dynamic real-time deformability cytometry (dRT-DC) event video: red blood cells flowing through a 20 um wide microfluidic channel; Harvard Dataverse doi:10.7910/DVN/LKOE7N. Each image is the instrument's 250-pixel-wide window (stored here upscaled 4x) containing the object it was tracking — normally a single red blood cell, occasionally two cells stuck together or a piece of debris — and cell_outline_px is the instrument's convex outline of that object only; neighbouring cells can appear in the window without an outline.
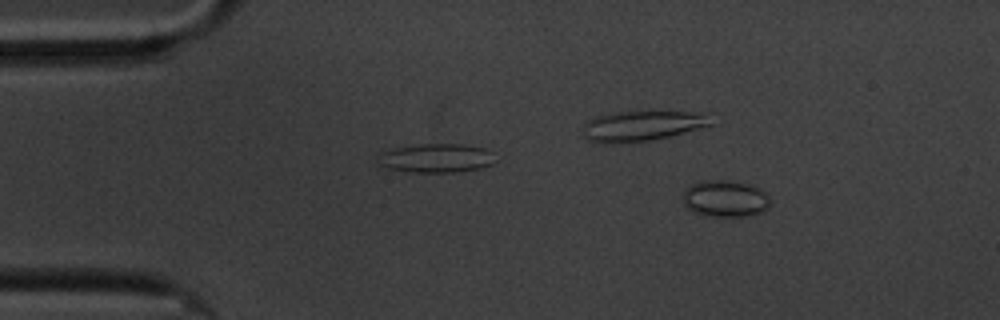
{"species": "common noctule bat (a hibernating species)", "species_latin": "Nyctalus noctula", "temperature_condition": "cold", "stored_images_in_passage": 59, "camera_frame_rate_fps": 3000, "um_per_image_px": 0.085, "animal": {"sex": "male", "body_mass_g": 20.1, "forearm_length_mm": 53.5}, "frame": {"image": 1, "passage_image": 8, "time_ms": 2.333, "image_size_px": [1000, 320], "cell_outline_px": [[768, 208], [760, 212], [748, 216], [704, 216], [692, 212], [684, 204], [684, 192], [692, 184], [704, 180], [728, 180], [744, 184], [756, 188], [764, 192], [768, 196]], "centroid_in_image_um": [61.6, 16.9], "position_along_channel_um": 23.4, "area_um2": 18.32}}
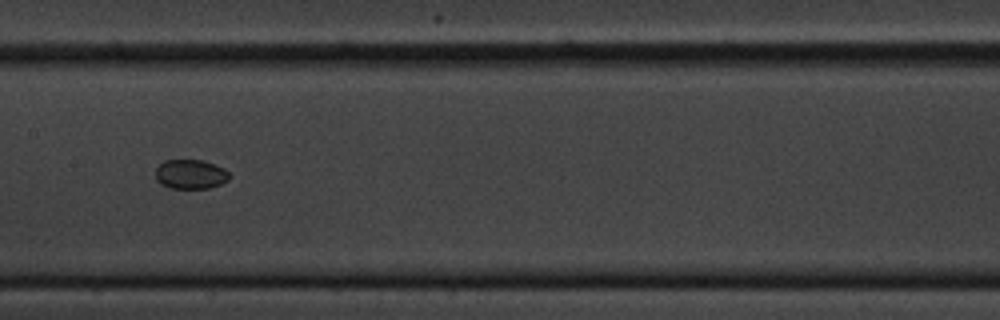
{"frame": {"image": 2, "passage_image": 29, "time_ms": 9.333, "image_size_px": [1000, 320], "cell_outline_px": [[228, 180], [220, 184], [208, 188], [172, 188], [160, 184], [156, 180], [156, 168], [164, 160], [204, 160], [224, 168], [228, 172]], "centroid_in_image_um": [16.18, 14.8], "position_along_channel_um": 191.2, "area_um2": 12.6}}
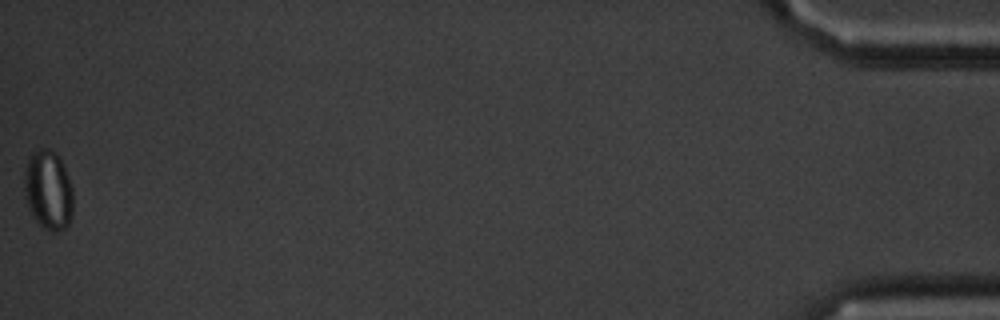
{"frame": {"image": 3, "passage_image": 59, "time_ms": 19.333, "image_size_px": [1000, 320], "cell_outline_px": [[72, 216], [68, 224], [64, 228], [56, 232], [52, 232], [44, 228], [32, 216], [28, 208], [24, 196], [24, 168], [28, 156], [32, 152], [40, 148], [48, 148], [56, 152], [68, 176], [72, 188]], "centroid_in_image_um": [4.07, 16.14], "position_along_channel_um": 431.1, "area_um2": 22.89}}